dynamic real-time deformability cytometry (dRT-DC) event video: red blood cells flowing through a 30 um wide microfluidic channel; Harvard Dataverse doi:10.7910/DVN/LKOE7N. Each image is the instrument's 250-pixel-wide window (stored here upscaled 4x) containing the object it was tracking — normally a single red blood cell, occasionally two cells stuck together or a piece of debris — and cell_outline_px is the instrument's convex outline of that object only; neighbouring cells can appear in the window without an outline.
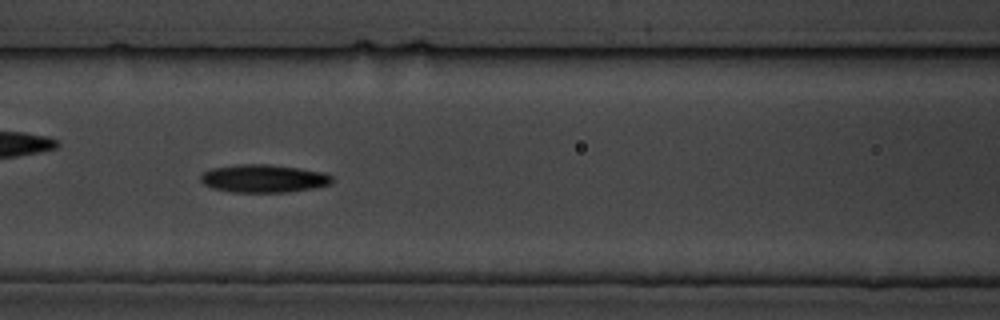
{"species": "common noctule bat (a hibernating species)", "species_latin": "Nyctalus noctula", "temperature_condition": "cold", "stored_images_in_passage": 9, "camera_frame_rate_fps": 3000, "um_per_image_px": 0.085, "animal": {"sex": "male", "body_mass_g": 19.5, "forearm_length_mm": 54.6}, "frame": {"image": 1, "passage_image": 6, "time_ms": 5.667, "image_size_px": [1000, 320], "cell_outline_px": [[332, 184], [312, 188], [288, 192], [232, 192], [212, 188], [204, 184], [200, 180], [200, 176], [204, 172], [212, 168], [236, 164], [268, 164], [296, 168], [320, 172], [332, 176]], "centroid_in_image_um": [22.37, 15.17], "position_along_channel_um": 144.2, "area_um2": 21.27}}
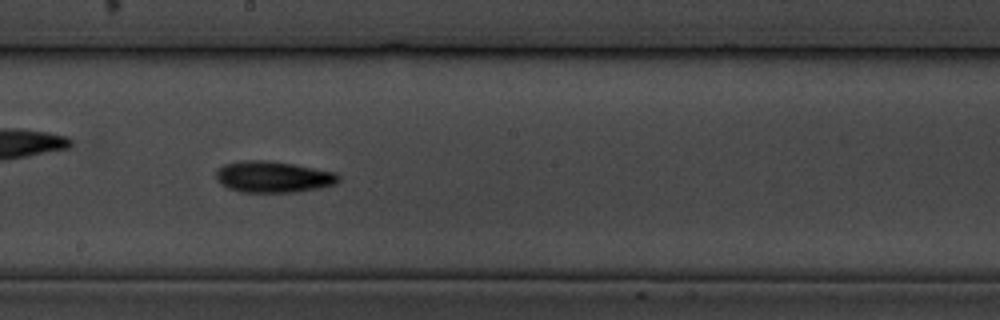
{"frame": {"image": 2, "passage_image": 8, "time_ms": 8.0, "image_size_px": [1000, 320], "cell_outline_px": [[340, 180], [336, 184], [320, 188], [296, 192], [240, 192], [228, 188], [220, 184], [216, 180], [216, 172], [224, 164], [248, 160], [264, 160], [292, 164], [336, 172], [340, 176]], "centroid_in_image_um": [23.23, 15.04], "position_along_channel_um": 225.0, "area_um2": 22.37}}
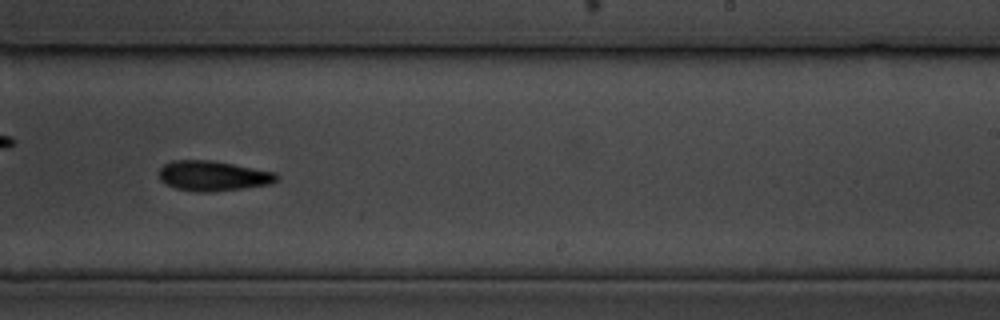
{"frame": {"image": 3, "passage_image": 9, "time_ms": 9.333, "image_size_px": [1000, 320], "cell_outline_px": [[280, 176], [272, 184], [244, 188], [212, 192], [196, 192], [176, 188], [160, 180], [160, 168], [164, 164], [172, 160], [212, 160], [276, 172]], "centroid_in_image_um": [18.14, 14.95], "position_along_channel_um": 270.9, "area_um2": 20.69}}